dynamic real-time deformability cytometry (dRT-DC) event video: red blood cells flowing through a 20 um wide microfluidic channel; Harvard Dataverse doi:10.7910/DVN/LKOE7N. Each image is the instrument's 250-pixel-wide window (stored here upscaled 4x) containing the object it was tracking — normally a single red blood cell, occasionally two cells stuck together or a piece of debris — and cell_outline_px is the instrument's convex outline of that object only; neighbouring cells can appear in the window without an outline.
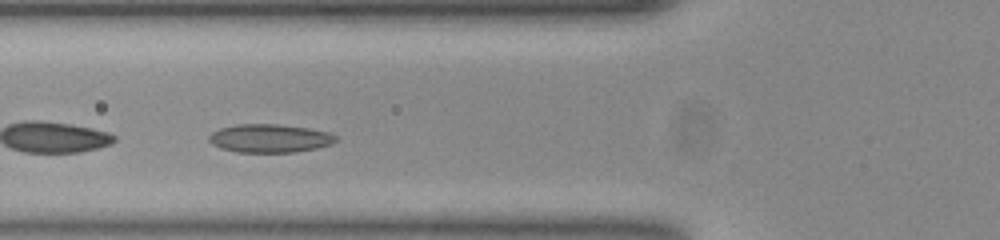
{"species": "common noctule bat (a hibernating species)", "species_latin": "Nyctalus noctula", "temperature_condition": "room temperature", "stored_images_in_passage": 46, "camera_frame_rate_fps": 3000, "um_per_image_px": 0.085, "animal": {"sex": "female", "body_mass_g": 23.0, "forearm_length_mm": 53.4}, "frame": {"image": 1, "passage_image": 11, "time_ms": 3.333, "image_size_px": [1000, 240], "cell_outline_px": [[336, 140], [332, 144], [316, 148], [296, 152], [236, 152], [220, 148], [212, 144], [208, 140], [208, 136], [212, 132], [220, 128], [240, 124], [276, 124], [308, 128], [328, 132], [336, 136]], "centroid_in_image_um": [22.9, 11.76], "position_along_channel_um": 102.9, "area_um2": 20.92}}
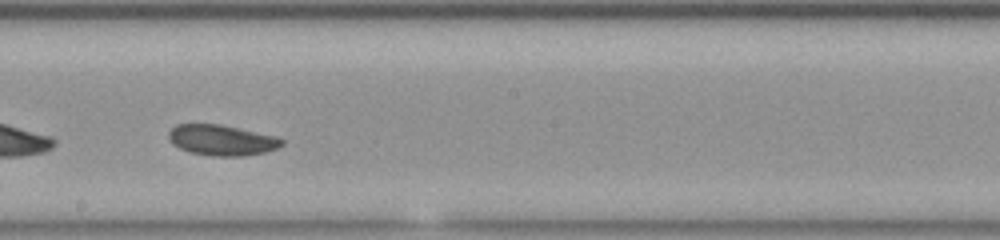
{"frame": {"image": 2, "passage_image": 21, "time_ms": 6.667, "image_size_px": [1000, 240], "cell_outline_px": [[284, 144], [276, 148], [264, 152], [244, 156], [212, 156], [188, 152], [172, 144], [168, 140], [168, 132], [176, 124], [220, 124], [276, 136], [284, 140]], "centroid_in_image_um": [18.82, 11.91], "position_along_channel_um": 229.4, "area_um2": 20.29}}
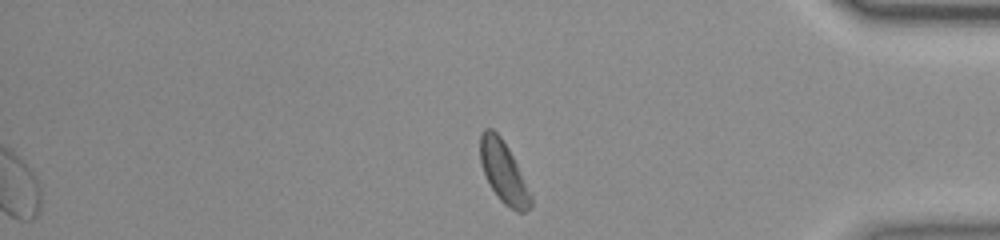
{"frame": {"image": 3, "passage_image": 46, "time_ms": 15.0, "image_size_px": [1000, 240], "cell_outline_px": [[532, 208], [524, 212], [516, 212], [504, 204], [500, 200], [492, 188], [484, 172], [480, 160], [480, 132], [484, 128], [492, 128], [500, 136], [508, 148], [532, 196]], "centroid_in_image_um": [42.8, 14.64], "position_along_channel_um": 392.4, "area_um2": 17.86}, "authors_computed_cell_mechanics": {"area_um2": 20.4323, "velocity_mm_per_s": 3.7975, "shape_relaxation_time_tau1_ms": 3.4516, "shape_relaxation_time_tau2_ms": 8.2388, "deformation_change_tau1": 0.0617, "deformation_change_tau2": 0.1006}}